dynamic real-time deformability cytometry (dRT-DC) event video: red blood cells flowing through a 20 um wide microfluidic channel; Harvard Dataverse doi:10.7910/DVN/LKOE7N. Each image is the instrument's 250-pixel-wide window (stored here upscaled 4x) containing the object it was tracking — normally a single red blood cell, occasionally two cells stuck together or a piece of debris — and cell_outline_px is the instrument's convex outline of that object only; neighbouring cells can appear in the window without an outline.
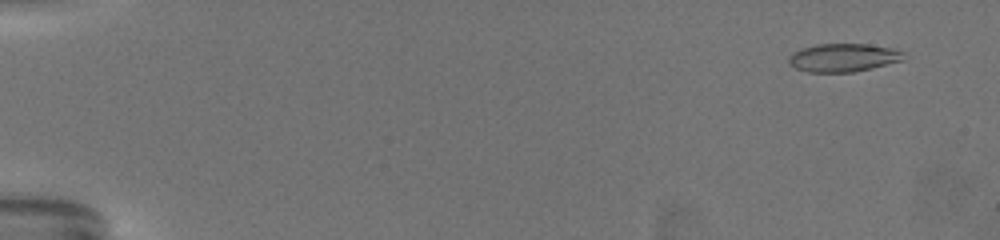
{"species": "common noctule bat (a hibernating species)", "species_latin": "Nyctalus noctula", "temperature_condition": "warm", "stored_images_in_passage": 64, "camera_frame_rate_fps": 3000, "um_per_image_px": 0.085, "animal": {"sex": "female", "body_mass_g": 19.5, "forearm_length_mm": 54.1}, "frame": {"image": 1, "passage_image": 5, "time_ms": 1.333, "image_size_px": [1000, 240], "cell_outline_px": [[904, 60], [872, 68], [852, 72], [808, 72], [796, 68], [788, 64], [788, 56], [792, 52], [800, 48], [816, 44], [868, 44], [892, 48], [904, 52]], "centroid_in_image_um": [71.65, 4.89], "position_along_channel_um": 13.4, "area_um2": 19.07}}
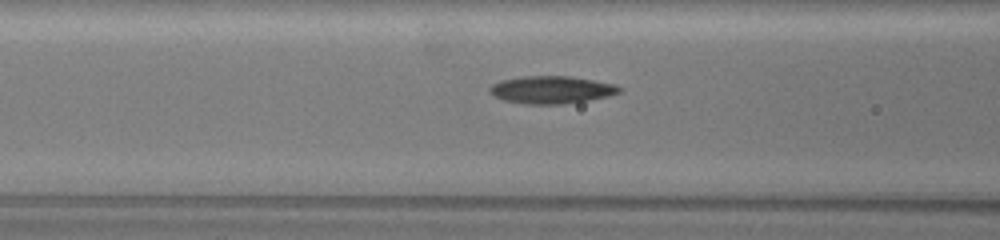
{"frame": {"image": 2, "passage_image": 29, "time_ms": 9.333, "image_size_px": [1000, 240], "cell_outline_px": [[620, 92], [608, 96], [588, 100], [564, 104], [524, 104], [504, 100], [496, 96], [488, 88], [492, 84], [500, 80], [524, 76], [568, 76], [616, 84], [620, 88]], "centroid_in_image_um": [46.87, 7.63], "position_along_channel_um": 119.7, "area_um2": 20.63}}
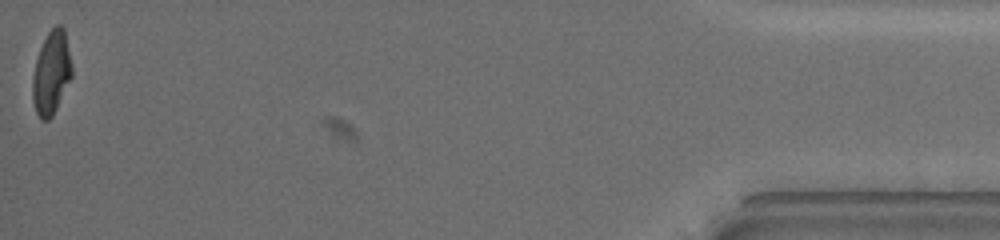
{"frame": {"image": 3, "passage_image": 64, "time_ms": 21.0, "image_size_px": [1000, 240], "cell_outline_px": [[72, 76], [52, 116], [48, 120], [40, 120], [36, 112], [32, 100], [32, 76], [36, 60], [40, 48], [48, 32], [56, 24], [60, 24], [64, 28], [72, 64]], "centroid_in_image_um": [4.36, 6.19], "position_along_channel_um": 430.8, "area_um2": 19.07}, "authors_computed_cell_mechanics": {"area_um2": 19.5075, "velocity_mm_per_s": 3.4009, "shape_relaxation_time_tau1_ms": 7.1724, "shape_relaxation_time_tau2_ms": 1.8803, "deformation_change_tau1": 0.2203, "deformation_change_tau2": 0.1018}}